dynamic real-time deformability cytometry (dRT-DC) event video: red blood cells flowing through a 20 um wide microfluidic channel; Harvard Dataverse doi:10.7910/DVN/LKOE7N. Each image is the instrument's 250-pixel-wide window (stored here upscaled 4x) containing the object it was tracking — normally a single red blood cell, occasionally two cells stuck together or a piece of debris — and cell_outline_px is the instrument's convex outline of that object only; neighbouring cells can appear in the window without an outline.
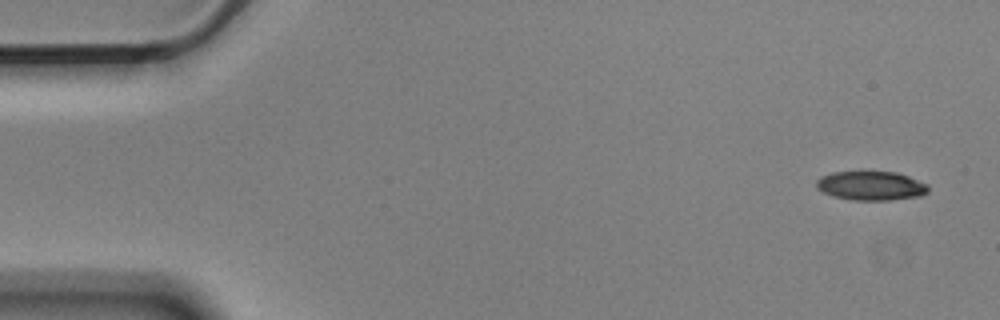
{"species": "Egyptian fruit bat (a non-hibernating species)", "species_latin": "Rousettus aegyptiacus", "temperature_condition": "cold", "stored_images_in_passage": 6, "camera_frame_rate_fps": 3000, "um_per_image_px": 0.085, "animal": {"sex": "male"}, "frame": {"image": 1, "passage_image": 1, "time_ms": 0.0, "image_size_px": [1000, 320], "cell_outline_px": [[928, 192], [920, 196], [888, 200], [852, 200], [832, 196], [816, 188], [816, 180], [820, 176], [832, 172], [896, 172], [908, 176], [928, 184]], "centroid_in_image_um": [74.02, 15.79], "position_along_channel_um": 11.0, "area_um2": 18.96}}
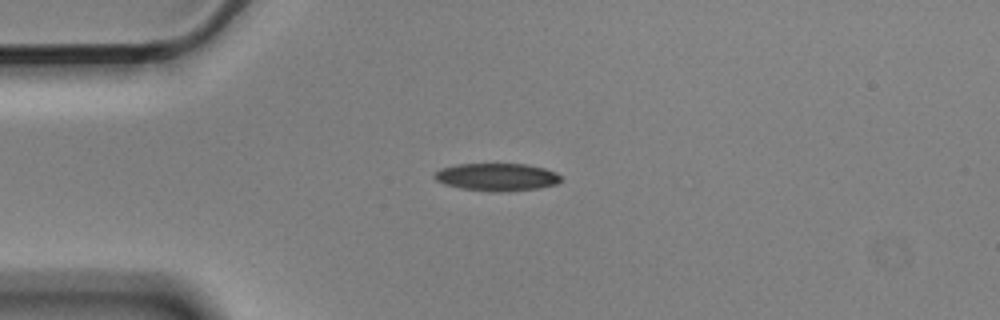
{"frame": {"image": 2, "passage_image": 4, "time_ms": 1.0, "image_size_px": [1000, 320], "cell_outline_px": [[560, 180], [556, 184], [536, 188], [500, 192], [488, 192], [460, 188], [444, 184], [436, 180], [432, 176], [440, 168], [456, 164], [524, 164], [544, 168], [556, 172], [560, 176]], "centroid_in_image_um": [42.18, 15.05], "position_along_channel_um": 42.8, "area_um2": 20.35}}
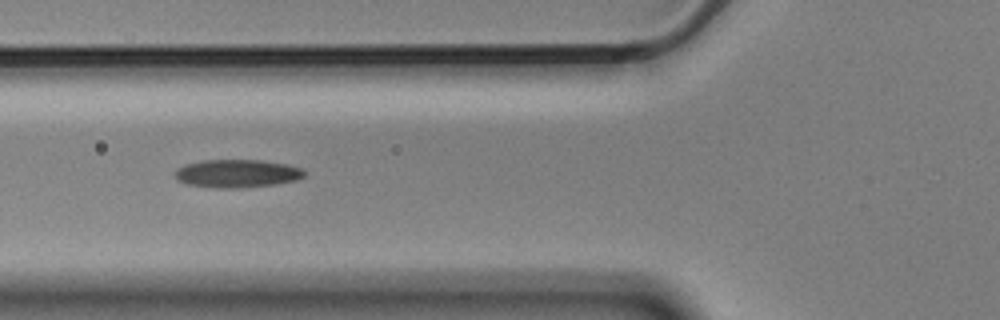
{"frame": {"image": 3, "passage_image": 6, "time_ms": 1.667, "image_size_px": [1000, 320], "cell_outline_px": [[304, 176], [296, 180], [272, 184], [240, 188], [216, 188], [188, 184], [176, 180], [172, 172], [176, 168], [184, 164], [200, 160], [260, 160], [288, 164], [300, 168], [304, 172]], "centroid_in_image_um": [20.06, 14.74], "position_along_channel_um": 105.7, "area_um2": 21.27}}